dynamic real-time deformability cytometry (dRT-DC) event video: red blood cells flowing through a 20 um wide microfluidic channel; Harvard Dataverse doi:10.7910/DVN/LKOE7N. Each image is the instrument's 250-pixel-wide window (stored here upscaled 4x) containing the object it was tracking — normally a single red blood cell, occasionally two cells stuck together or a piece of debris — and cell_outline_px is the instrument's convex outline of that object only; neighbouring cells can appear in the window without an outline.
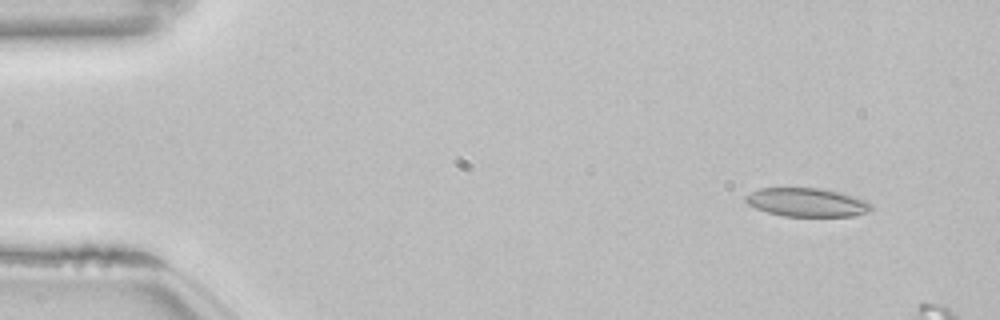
{"species": "common noctule bat (a hibernating species)", "species_latin": "Nyctalus noctula", "temperature_condition": "room temperature", "stored_images_in_passage": 7, "camera_frame_rate_fps": 3000, "um_per_image_px": 0.085, "animal": {"sex": "female", "body_mass_g": 22.7, "forearm_length_mm": 54.2}, "frame": {"image": 1, "passage_image": 2, "time_ms": 0.333, "image_size_px": [1000, 320], "cell_outline_px": [[872, 208], [868, 212], [852, 216], [784, 216], [768, 212], [756, 208], [748, 204], [744, 200], [744, 196], [760, 188], [824, 188], [840, 192], [868, 200], [872, 204]], "centroid_in_image_um": [68.62, 17.19], "position_along_channel_um": 16.4, "area_um2": 21.04}}